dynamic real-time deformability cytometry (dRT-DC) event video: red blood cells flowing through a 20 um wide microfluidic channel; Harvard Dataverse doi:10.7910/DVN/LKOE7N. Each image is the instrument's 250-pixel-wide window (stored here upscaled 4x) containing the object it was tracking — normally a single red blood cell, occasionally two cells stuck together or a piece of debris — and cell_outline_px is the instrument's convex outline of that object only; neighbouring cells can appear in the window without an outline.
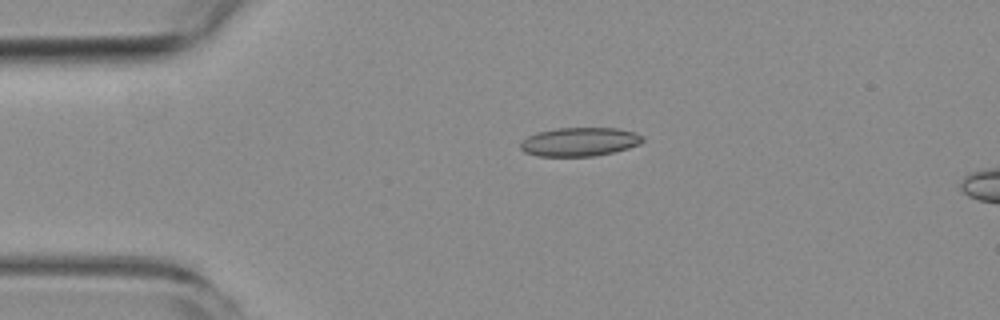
{"species": "common noctule bat (a hibernating species)", "species_latin": "Nyctalus noctula", "temperature_condition": "room temperature", "stored_images_in_passage": 2, "camera_frame_rate_fps": 3000, "um_per_image_px": 0.085, "animal": {"sex": "female", "body_mass_g": 19.3, "forearm_length_mm": 54.1}, "frame": {"image": 1, "passage_image": 1, "time_ms": 0.0, "image_size_px": [1000, 320], "cell_outline_px": [[644, 140], [640, 144], [628, 148], [596, 156], [536, 156], [524, 152], [520, 148], [520, 140], [536, 132], [556, 128], [616, 128], [636, 132], [644, 136]], "centroid_in_image_um": [49.25, 12.05], "position_along_channel_um": 35.8, "area_um2": 20.69}}
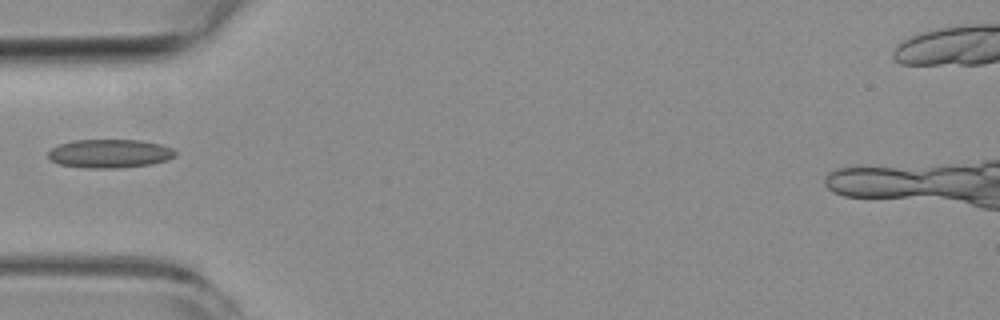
{"frame": {"image": 2, "passage_image": 2, "time_ms": 2.0, "image_size_px": [1000, 320], "cell_outline_px": [[176, 156], [168, 160], [152, 164], [120, 168], [84, 168], [60, 164], [48, 160], [48, 152], [52, 148], [60, 144], [76, 140], [140, 140], [160, 144], [172, 148], [176, 152]], "centroid_in_image_um": [9.33, 13.06], "position_along_channel_um": 75.7, "area_um2": 21.33}}